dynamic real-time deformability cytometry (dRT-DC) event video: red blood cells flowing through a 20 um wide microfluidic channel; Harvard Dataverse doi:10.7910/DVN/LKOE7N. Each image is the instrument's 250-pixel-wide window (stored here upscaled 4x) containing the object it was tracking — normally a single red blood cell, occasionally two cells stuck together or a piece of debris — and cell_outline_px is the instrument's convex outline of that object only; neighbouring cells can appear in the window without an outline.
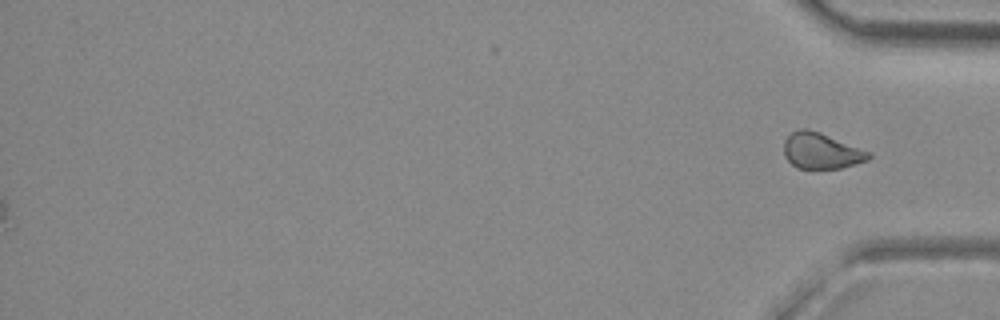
{"species": "common noctule bat (a hibernating species)", "species_latin": "Nyctalus noctula", "temperature_condition": "room temperature", "stored_images_in_passage": 44, "camera_frame_rate_fps": 3000, "um_per_image_px": 0.085, "animal": {"sex": "female", "body_mass_g": 29.2, "forearm_length_mm": 56.3}, "frame": {"image": 1, "passage_image": 44, "time_ms": 14.333, "image_size_px": [1000, 320], "cell_outline_px": [[872, 156], [868, 160], [840, 168], [796, 168], [784, 156], [784, 140], [792, 132], [800, 128], [808, 128], [820, 132], [872, 152]], "centroid_in_image_um": [69.81, 12.81], "position_along_channel_um": 365.4, "area_um2": 17.8}}